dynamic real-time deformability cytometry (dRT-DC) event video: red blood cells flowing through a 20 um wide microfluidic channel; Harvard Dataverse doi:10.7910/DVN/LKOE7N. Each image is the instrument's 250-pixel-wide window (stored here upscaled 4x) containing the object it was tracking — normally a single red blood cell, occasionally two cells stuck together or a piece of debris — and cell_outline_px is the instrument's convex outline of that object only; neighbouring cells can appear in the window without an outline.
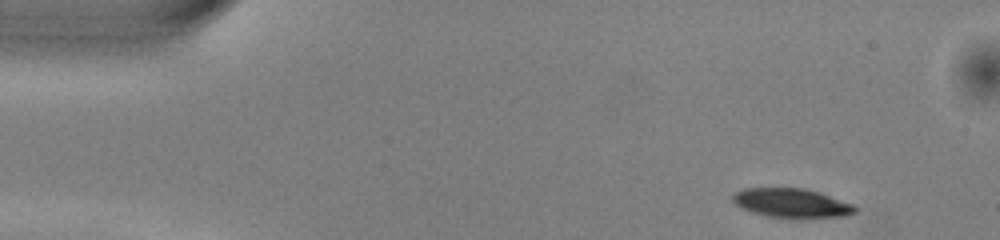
{"species": "common noctule bat (a hibernating species)", "species_latin": "Nyctalus noctula", "temperature_condition": "warm", "stored_images_in_passage": 47, "camera_frame_rate_fps": 3000, "um_per_image_px": 0.085, "animal": {"sex": "male", "body_mass_g": 13.0, "forearm_length_mm": 53.1}, "frame": {"image": 1, "passage_image": 1, "time_ms": 0.0, "image_size_px": [1000, 240], "cell_outline_px": [[856, 212], [848, 216], [800, 220], [768, 216], [752, 212], [740, 208], [732, 200], [732, 196], [736, 192], [744, 188], [804, 188], [820, 192], [852, 204], [856, 208]], "centroid_in_image_um": [67.32, 17.29], "position_along_channel_um": 17.7, "area_um2": 21.33}}
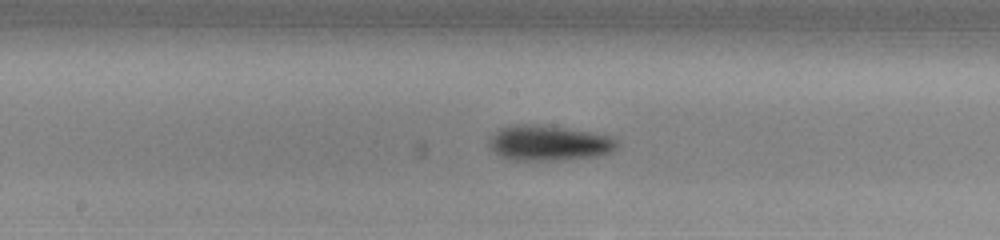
{"frame": {"image": 2, "passage_image": 22, "time_ms": 7.0, "image_size_px": [1000, 240], "cell_outline_px": [[616, 148], [612, 152], [596, 156], [560, 160], [508, 160], [500, 156], [488, 144], [488, 140], [500, 128], [516, 124], [544, 124], [568, 128], [608, 136], [616, 140]], "centroid_in_image_um": [46.61, 12.15], "position_along_channel_um": 201.6, "area_um2": 26.24}}
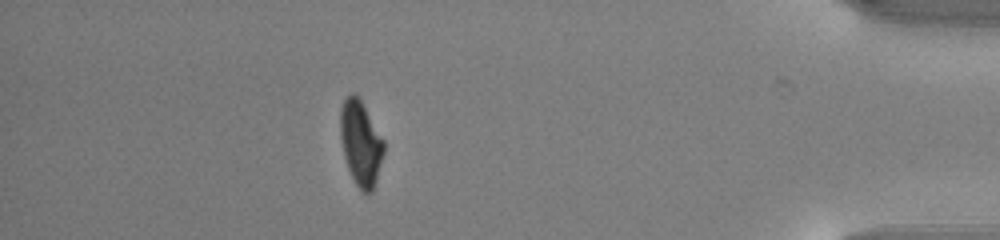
{"frame": {"image": 3, "passage_image": 41, "time_ms": 13.333, "image_size_px": [1000, 240], "cell_outline_px": [[384, 152], [376, 180], [372, 192], [364, 192], [356, 184], [348, 168], [344, 156], [340, 140], [340, 108], [344, 100], [352, 92], [360, 100], [384, 140]], "centroid_in_image_um": [30.65, 12.17], "position_along_channel_um": 404.6, "area_um2": 21.15}, "authors_computed_cell_mechanics": {"area_um2": 23.0044, "velocity_mm_per_s": 4.0073, "shape_relaxation_time_tau1_ms": 2.6678, "shape_relaxation_time_tau2_ms": null, "deformation_change_tau1": 0.1273, "deformation_change_tau2": null}}